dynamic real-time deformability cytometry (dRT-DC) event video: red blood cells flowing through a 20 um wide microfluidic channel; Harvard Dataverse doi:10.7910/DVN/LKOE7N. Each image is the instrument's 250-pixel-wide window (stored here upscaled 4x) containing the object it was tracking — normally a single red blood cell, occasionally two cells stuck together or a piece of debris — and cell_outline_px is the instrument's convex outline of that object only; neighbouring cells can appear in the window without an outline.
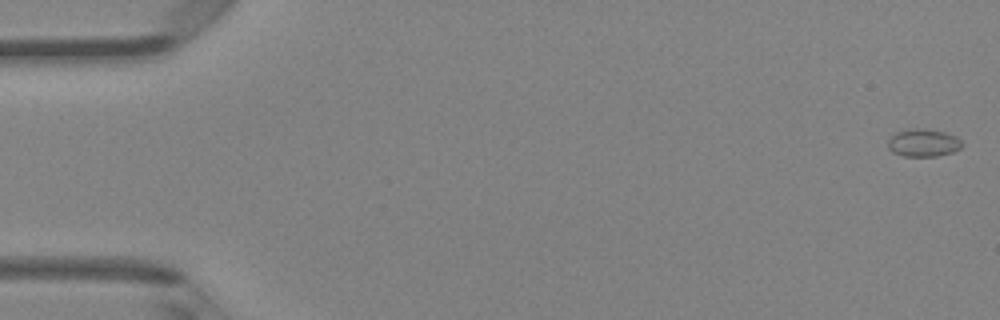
{"species": "Egyptian fruit bat (a non-hibernating species)", "species_latin": "Rousettus aegyptiacus", "temperature_condition": "room temperature", "stored_images_in_passage": 48, "camera_frame_rate_fps": 3000, "um_per_image_px": 0.085, "animal": {"sex": "female"}, "frame": {"image": 1, "passage_image": 1, "time_ms": 0.0, "image_size_px": [1000, 320], "cell_outline_px": [[964, 144], [960, 148], [952, 152], [936, 156], [904, 156], [892, 152], [888, 148], [888, 140], [896, 132], [916, 128], [924, 128], [944, 132], [956, 136]], "centroid_in_image_um": [78.48, 12.14], "position_along_channel_um": 6.5, "area_um2": 11.91}}
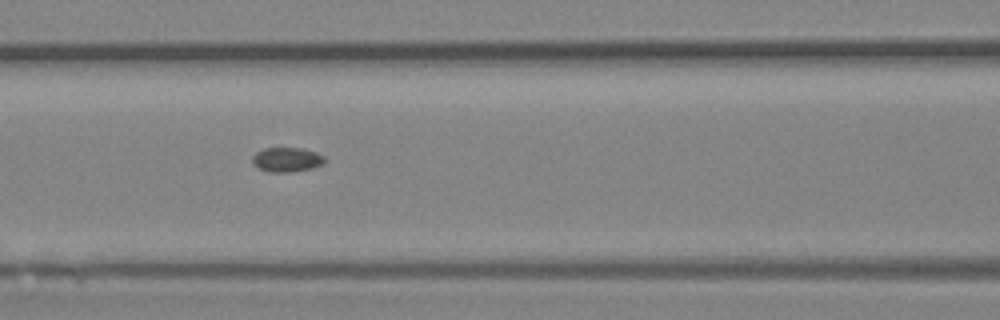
{"frame": {"image": 2, "passage_image": 21, "time_ms": 6.667, "image_size_px": [1000, 320], "cell_outline_px": [[324, 164], [312, 168], [292, 172], [268, 172], [256, 168], [252, 164], [252, 156], [256, 152], [264, 148], [300, 148], [316, 152], [324, 156]], "centroid_in_image_um": [24.34, 13.58], "position_along_channel_um": 142.3, "area_um2": 10.46}}
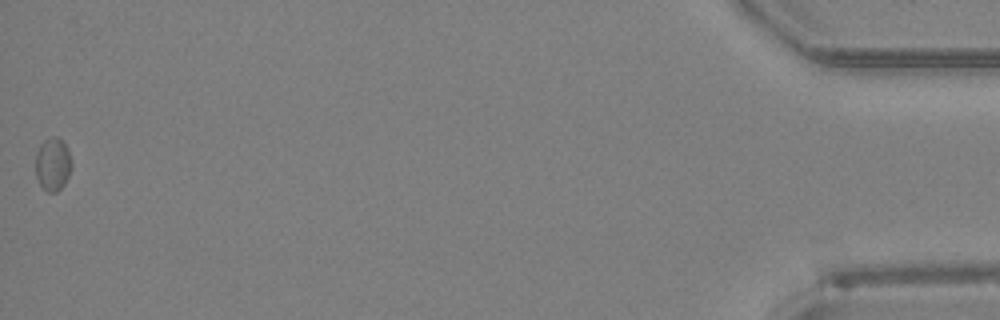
{"frame": {"image": 3, "passage_image": 48, "time_ms": 15.667, "image_size_px": [1000, 320], "cell_outline_px": [[72, 168], [64, 184], [56, 192], [48, 192], [40, 184], [36, 176], [36, 152], [40, 144], [44, 140], [52, 136], [56, 136], [68, 148], [72, 160]], "centroid_in_image_um": [4.5, 13.94], "position_along_channel_um": 430.7, "area_um2": 11.16}, "authors_computed_cell_mechanics": {"area_um2": 10.6352, "velocity_mm_per_s": 4.285, "shape_relaxation_time_tau1_ms": null, "shape_relaxation_time_tau2_ms": 11.1984, "deformation_change_tau1": null, "deformation_change_tau2": 0.1193}}